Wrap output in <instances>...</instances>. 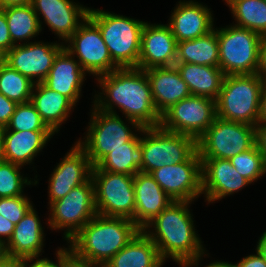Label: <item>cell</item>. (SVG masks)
Masks as SVG:
<instances>
[{"mask_svg":"<svg viewBox=\"0 0 266 267\" xmlns=\"http://www.w3.org/2000/svg\"><path fill=\"white\" fill-rule=\"evenodd\" d=\"M96 80L102 92L94 96V106L107 113L116 114L114 106L125 115L130 125L157 127L161 115L155 108L151 85L145 70L119 68ZM104 95V96H103ZM106 96V97H105Z\"/></svg>","mask_w":266,"mask_h":267,"instance_id":"obj_1","label":"cell"},{"mask_svg":"<svg viewBox=\"0 0 266 267\" xmlns=\"http://www.w3.org/2000/svg\"><path fill=\"white\" fill-rule=\"evenodd\" d=\"M191 203L173 201L143 229L164 262L170 257L181 267H198L206 252L195 231Z\"/></svg>","mask_w":266,"mask_h":267,"instance_id":"obj_2","label":"cell"},{"mask_svg":"<svg viewBox=\"0 0 266 267\" xmlns=\"http://www.w3.org/2000/svg\"><path fill=\"white\" fill-rule=\"evenodd\" d=\"M140 230L130 219L97 214L68 242V250L79 261L103 267Z\"/></svg>","mask_w":266,"mask_h":267,"instance_id":"obj_3","label":"cell"},{"mask_svg":"<svg viewBox=\"0 0 266 267\" xmlns=\"http://www.w3.org/2000/svg\"><path fill=\"white\" fill-rule=\"evenodd\" d=\"M98 28L112 61L119 68H138L145 21L89 8L87 16Z\"/></svg>","mask_w":266,"mask_h":267,"instance_id":"obj_4","label":"cell"},{"mask_svg":"<svg viewBox=\"0 0 266 267\" xmlns=\"http://www.w3.org/2000/svg\"><path fill=\"white\" fill-rule=\"evenodd\" d=\"M265 83L266 80L257 73L224 76L215 100L217 117L256 126L260 96Z\"/></svg>","mask_w":266,"mask_h":267,"instance_id":"obj_5","label":"cell"},{"mask_svg":"<svg viewBox=\"0 0 266 267\" xmlns=\"http://www.w3.org/2000/svg\"><path fill=\"white\" fill-rule=\"evenodd\" d=\"M140 134L143 136L140 135V171L144 173H151L164 165L185 162L197 150V141L193 137L167 131L161 126L144 127Z\"/></svg>","mask_w":266,"mask_h":267,"instance_id":"obj_6","label":"cell"},{"mask_svg":"<svg viewBox=\"0 0 266 267\" xmlns=\"http://www.w3.org/2000/svg\"><path fill=\"white\" fill-rule=\"evenodd\" d=\"M91 119L87 128L86 137L77 143L86 151L92 164L96 166L108 153L124 147L137 132H140V125H132V128L124 122L117 114L103 112L93 106ZM135 128V133L131 130Z\"/></svg>","mask_w":266,"mask_h":267,"instance_id":"obj_7","label":"cell"},{"mask_svg":"<svg viewBox=\"0 0 266 267\" xmlns=\"http://www.w3.org/2000/svg\"><path fill=\"white\" fill-rule=\"evenodd\" d=\"M261 37L235 25L217 29L219 68L225 76L257 72Z\"/></svg>","mask_w":266,"mask_h":267,"instance_id":"obj_8","label":"cell"},{"mask_svg":"<svg viewBox=\"0 0 266 267\" xmlns=\"http://www.w3.org/2000/svg\"><path fill=\"white\" fill-rule=\"evenodd\" d=\"M255 144V126L216 117L197 140V151L200 158L231 159Z\"/></svg>","mask_w":266,"mask_h":267,"instance_id":"obj_9","label":"cell"},{"mask_svg":"<svg viewBox=\"0 0 266 267\" xmlns=\"http://www.w3.org/2000/svg\"><path fill=\"white\" fill-rule=\"evenodd\" d=\"M97 214L133 220L135 215L134 176L92 168Z\"/></svg>","mask_w":266,"mask_h":267,"instance_id":"obj_10","label":"cell"},{"mask_svg":"<svg viewBox=\"0 0 266 267\" xmlns=\"http://www.w3.org/2000/svg\"><path fill=\"white\" fill-rule=\"evenodd\" d=\"M49 207V227L51 230H65L64 239L69 242L97 215L92 178L73 188L65 197L52 202Z\"/></svg>","mask_w":266,"mask_h":267,"instance_id":"obj_11","label":"cell"},{"mask_svg":"<svg viewBox=\"0 0 266 267\" xmlns=\"http://www.w3.org/2000/svg\"><path fill=\"white\" fill-rule=\"evenodd\" d=\"M216 117L214 99L190 95L173 104L161 115L160 126L167 131L193 137L197 141Z\"/></svg>","mask_w":266,"mask_h":267,"instance_id":"obj_12","label":"cell"},{"mask_svg":"<svg viewBox=\"0 0 266 267\" xmlns=\"http://www.w3.org/2000/svg\"><path fill=\"white\" fill-rule=\"evenodd\" d=\"M65 43L66 50L78 58L81 68L89 75L97 78L119 69L112 61L99 28L88 17Z\"/></svg>","mask_w":266,"mask_h":267,"instance_id":"obj_13","label":"cell"},{"mask_svg":"<svg viewBox=\"0 0 266 267\" xmlns=\"http://www.w3.org/2000/svg\"><path fill=\"white\" fill-rule=\"evenodd\" d=\"M172 201H194L202 194V161L196 150L185 162L150 173Z\"/></svg>","mask_w":266,"mask_h":267,"instance_id":"obj_14","label":"cell"},{"mask_svg":"<svg viewBox=\"0 0 266 267\" xmlns=\"http://www.w3.org/2000/svg\"><path fill=\"white\" fill-rule=\"evenodd\" d=\"M63 43L35 41L17 44L6 53L5 63L32 82H43L58 53L64 48Z\"/></svg>","mask_w":266,"mask_h":267,"instance_id":"obj_15","label":"cell"},{"mask_svg":"<svg viewBox=\"0 0 266 267\" xmlns=\"http://www.w3.org/2000/svg\"><path fill=\"white\" fill-rule=\"evenodd\" d=\"M92 168L86 151L76 142L50 175L49 205L87 182L91 178Z\"/></svg>","mask_w":266,"mask_h":267,"instance_id":"obj_16","label":"cell"},{"mask_svg":"<svg viewBox=\"0 0 266 267\" xmlns=\"http://www.w3.org/2000/svg\"><path fill=\"white\" fill-rule=\"evenodd\" d=\"M31 5L37 14L41 31L43 22L39 16L42 15L45 24L64 43L87 18L89 11L88 7H83L71 0H32Z\"/></svg>","mask_w":266,"mask_h":267,"instance_id":"obj_17","label":"cell"},{"mask_svg":"<svg viewBox=\"0 0 266 267\" xmlns=\"http://www.w3.org/2000/svg\"><path fill=\"white\" fill-rule=\"evenodd\" d=\"M177 42L167 24L145 23L141 33L138 68L142 70L173 67Z\"/></svg>","mask_w":266,"mask_h":267,"instance_id":"obj_18","label":"cell"},{"mask_svg":"<svg viewBox=\"0 0 266 267\" xmlns=\"http://www.w3.org/2000/svg\"><path fill=\"white\" fill-rule=\"evenodd\" d=\"M202 161V194L207 202L219 201L251 184L233 167L229 159L200 158Z\"/></svg>","mask_w":266,"mask_h":267,"instance_id":"obj_19","label":"cell"},{"mask_svg":"<svg viewBox=\"0 0 266 267\" xmlns=\"http://www.w3.org/2000/svg\"><path fill=\"white\" fill-rule=\"evenodd\" d=\"M213 21L212 12L207 5L192 0H180L167 25L178 43L208 34L214 29Z\"/></svg>","mask_w":266,"mask_h":267,"instance_id":"obj_20","label":"cell"},{"mask_svg":"<svg viewBox=\"0 0 266 267\" xmlns=\"http://www.w3.org/2000/svg\"><path fill=\"white\" fill-rule=\"evenodd\" d=\"M135 215L133 222L143 230L173 201L162 190L150 173L137 172L134 175Z\"/></svg>","mask_w":266,"mask_h":267,"instance_id":"obj_21","label":"cell"},{"mask_svg":"<svg viewBox=\"0 0 266 267\" xmlns=\"http://www.w3.org/2000/svg\"><path fill=\"white\" fill-rule=\"evenodd\" d=\"M86 72L64 47L52 64L43 83L50 89L69 98L75 105L80 99Z\"/></svg>","mask_w":266,"mask_h":267,"instance_id":"obj_22","label":"cell"},{"mask_svg":"<svg viewBox=\"0 0 266 267\" xmlns=\"http://www.w3.org/2000/svg\"><path fill=\"white\" fill-rule=\"evenodd\" d=\"M151 85L155 108L162 115L173 104L191 95L175 66L145 70Z\"/></svg>","mask_w":266,"mask_h":267,"instance_id":"obj_23","label":"cell"},{"mask_svg":"<svg viewBox=\"0 0 266 267\" xmlns=\"http://www.w3.org/2000/svg\"><path fill=\"white\" fill-rule=\"evenodd\" d=\"M37 212L32 207L15 225L13 235L5 245L6 255L24 259H36L44 246V232Z\"/></svg>","mask_w":266,"mask_h":267,"instance_id":"obj_24","label":"cell"},{"mask_svg":"<svg viewBox=\"0 0 266 267\" xmlns=\"http://www.w3.org/2000/svg\"><path fill=\"white\" fill-rule=\"evenodd\" d=\"M52 131H15L3 128V149L5 161L28 165L33 162L51 137Z\"/></svg>","mask_w":266,"mask_h":267,"instance_id":"obj_25","label":"cell"},{"mask_svg":"<svg viewBox=\"0 0 266 267\" xmlns=\"http://www.w3.org/2000/svg\"><path fill=\"white\" fill-rule=\"evenodd\" d=\"M30 102L35 106L42 121L55 134L76 106L69 98L47 87L43 82L35 83Z\"/></svg>","mask_w":266,"mask_h":267,"instance_id":"obj_26","label":"cell"},{"mask_svg":"<svg viewBox=\"0 0 266 267\" xmlns=\"http://www.w3.org/2000/svg\"><path fill=\"white\" fill-rule=\"evenodd\" d=\"M163 263L155 243L140 230L103 267H162Z\"/></svg>","mask_w":266,"mask_h":267,"instance_id":"obj_27","label":"cell"},{"mask_svg":"<svg viewBox=\"0 0 266 267\" xmlns=\"http://www.w3.org/2000/svg\"><path fill=\"white\" fill-rule=\"evenodd\" d=\"M174 66L187 83L191 95L218 98L225 76L219 67L182 62H175Z\"/></svg>","mask_w":266,"mask_h":267,"instance_id":"obj_28","label":"cell"},{"mask_svg":"<svg viewBox=\"0 0 266 267\" xmlns=\"http://www.w3.org/2000/svg\"><path fill=\"white\" fill-rule=\"evenodd\" d=\"M175 62L219 67L217 28L196 39L178 42Z\"/></svg>","mask_w":266,"mask_h":267,"instance_id":"obj_29","label":"cell"},{"mask_svg":"<svg viewBox=\"0 0 266 267\" xmlns=\"http://www.w3.org/2000/svg\"><path fill=\"white\" fill-rule=\"evenodd\" d=\"M142 165L140 136L136 135L124 147L108 153L96 166L102 171L134 176Z\"/></svg>","mask_w":266,"mask_h":267,"instance_id":"obj_30","label":"cell"},{"mask_svg":"<svg viewBox=\"0 0 266 267\" xmlns=\"http://www.w3.org/2000/svg\"><path fill=\"white\" fill-rule=\"evenodd\" d=\"M2 10L6 15L9 34L15 45L17 43L21 44L20 42H23V40H25L24 42L27 40L29 43L30 39L38 36L41 32L37 14L31 3L9 6L2 8Z\"/></svg>","mask_w":266,"mask_h":267,"instance_id":"obj_31","label":"cell"},{"mask_svg":"<svg viewBox=\"0 0 266 267\" xmlns=\"http://www.w3.org/2000/svg\"><path fill=\"white\" fill-rule=\"evenodd\" d=\"M229 6L235 26L266 35V1L265 0H223Z\"/></svg>","mask_w":266,"mask_h":267,"instance_id":"obj_32","label":"cell"},{"mask_svg":"<svg viewBox=\"0 0 266 267\" xmlns=\"http://www.w3.org/2000/svg\"><path fill=\"white\" fill-rule=\"evenodd\" d=\"M34 84L8 64L0 67V93L17 104L30 102Z\"/></svg>","mask_w":266,"mask_h":267,"instance_id":"obj_33","label":"cell"},{"mask_svg":"<svg viewBox=\"0 0 266 267\" xmlns=\"http://www.w3.org/2000/svg\"><path fill=\"white\" fill-rule=\"evenodd\" d=\"M229 160L235 170L250 183H254L266 174V161L257 144Z\"/></svg>","mask_w":266,"mask_h":267,"instance_id":"obj_34","label":"cell"},{"mask_svg":"<svg viewBox=\"0 0 266 267\" xmlns=\"http://www.w3.org/2000/svg\"><path fill=\"white\" fill-rule=\"evenodd\" d=\"M22 166L8 162H0V198L15 197L25 195L23 188L25 185H36L37 180L31 181L28 177L21 175Z\"/></svg>","mask_w":266,"mask_h":267,"instance_id":"obj_35","label":"cell"},{"mask_svg":"<svg viewBox=\"0 0 266 267\" xmlns=\"http://www.w3.org/2000/svg\"><path fill=\"white\" fill-rule=\"evenodd\" d=\"M6 128L15 131H51L42 121L40 114L31 102L16 105Z\"/></svg>","mask_w":266,"mask_h":267,"instance_id":"obj_36","label":"cell"},{"mask_svg":"<svg viewBox=\"0 0 266 267\" xmlns=\"http://www.w3.org/2000/svg\"><path fill=\"white\" fill-rule=\"evenodd\" d=\"M34 207L25 195L0 198V215L17 225L18 222Z\"/></svg>","mask_w":266,"mask_h":267,"instance_id":"obj_37","label":"cell"},{"mask_svg":"<svg viewBox=\"0 0 266 267\" xmlns=\"http://www.w3.org/2000/svg\"><path fill=\"white\" fill-rule=\"evenodd\" d=\"M15 44L9 34V28L4 11L0 8V50L5 54L12 49Z\"/></svg>","mask_w":266,"mask_h":267,"instance_id":"obj_38","label":"cell"},{"mask_svg":"<svg viewBox=\"0 0 266 267\" xmlns=\"http://www.w3.org/2000/svg\"><path fill=\"white\" fill-rule=\"evenodd\" d=\"M17 103L0 93V128H5L14 113Z\"/></svg>","mask_w":266,"mask_h":267,"instance_id":"obj_39","label":"cell"},{"mask_svg":"<svg viewBox=\"0 0 266 267\" xmlns=\"http://www.w3.org/2000/svg\"><path fill=\"white\" fill-rule=\"evenodd\" d=\"M57 264L47 258L26 259V267H63V248L56 251ZM34 261V262H33ZM29 262L32 264H29Z\"/></svg>","mask_w":266,"mask_h":267,"instance_id":"obj_40","label":"cell"},{"mask_svg":"<svg viewBox=\"0 0 266 267\" xmlns=\"http://www.w3.org/2000/svg\"><path fill=\"white\" fill-rule=\"evenodd\" d=\"M229 267H266V260L256 251V254L243 257L237 264L230 262Z\"/></svg>","mask_w":266,"mask_h":267,"instance_id":"obj_41","label":"cell"},{"mask_svg":"<svg viewBox=\"0 0 266 267\" xmlns=\"http://www.w3.org/2000/svg\"><path fill=\"white\" fill-rule=\"evenodd\" d=\"M256 73L262 79L266 80V35L262 36L260 40L258 68Z\"/></svg>","mask_w":266,"mask_h":267,"instance_id":"obj_42","label":"cell"},{"mask_svg":"<svg viewBox=\"0 0 266 267\" xmlns=\"http://www.w3.org/2000/svg\"><path fill=\"white\" fill-rule=\"evenodd\" d=\"M15 225L0 215V241L6 245L11 239ZM3 237V238H2Z\"/></svg>","mask_w":266,"mask_h":267,"instance_id":"obj_43","label":"cell"},{"mask_svg":"<svg viewBox=\"0 0 266 267\" xmlns=\"http://www.w3.org/2000/svg\"><path fill=\"white\" fill-rule=\"evenodd\" d=\"M255 128L256 144L266 161V123H258Z\"/></svg>","mask_w":266,"mask_h":267,"instance_id":"obj_44","label":"cell"},{"mask_svg":"<svg viewBox=\"0 0 266 267\" xmlns=\"http://www.w3.org/2000/svg\"><path fill=\"white\" fill-rule=\"evenodd\" d=\"M63 267H100L98 265L86 263L75 259L68 248H63Z\"/></svg>","mask_w":266,"mask_h":267,"instance_id":"obj_45","label":"cell"},{"mask_svg":"<svg viewBox=\"0 0 266 267\" xmlns=\"http://www.w3.org/2000/svg\"><path fill=\"white\" fill-rule=\"evenodd\" d=\"M0 267H26V259L5 255L0 259Z\"/></svg>","mask_w":266,"mask_h":267,"instance_id":"obj_46","label":"cell"},{"mask_svg":"<svg viewBox=\"0 0 266 267\" xmlns=\"http://www.w3.org/2000/svg\"><path fill=\"white\" fill-rule=\"evenodd\" d=\"M258 123H266V83L260 96Z\"/></svg>","mask_w":266,"mask_h":267,"instance_id":"obj_47","label":"cell"},{"mask_svg":"<svg viewBox=\"0 0 266 267\" xmlns=\"http://www.w3.org/2000/svg\"><path fill=\"white\" fill-rule=\"evenodd\" d=\"M256 251L260 254V256L266 260V231L263 232L262 236H260L259 241L257 242Z\"/></svg>","mask_w":266,"mask_h":267,"instance_id":"obj_48","label":"cell"},{"mask_svg":"<svg viewBox=\"0 0 266 267\" xmlns=\"http://www.w3.org/2000/svg\"><path fill=\"white\" fill-rule=\"evenodd\" d=\"M32 0H0V8L30 4Z\"/></svg>","mask_w":266,"mask_h":267,"instance_id":"obj_49","label":"cell"},{"mask_svg":"<svg viewBox=\"0 0 266 267\" xmlns=\"http://www.w3.org/2000/svg\"><path fill=\"white\" fill-rule=\"evenodd\" d=\"M4 149H3V128H0V162L4 161Z\"/></svg>","mask_w":266,"mask_h":267,"instance_id":"obj_50","label":"cell"},{"mask_svg":"<svg viewBox=\"0 0 266 267\" xmlns=\"http://www.w3.org/2000/svg\"><path fill=\"white\" fill-rule=\"evenodd\" d=\"M205 267H229V263L227 261H216L206 265Z\"/></svg>","mask_w":266,"mask_h":267,"instance_id":"obj_51","label":"cell"},{"mask_svg":"<svg viewBox=\"0 0 266 267\" xmlns=\"http://www.w3.org/2000/svg\"><path fill=\"white\" fill-rule=\"evenodd\" d=\"M6 255L5 245L0 241V259Z\"/></svg>","mask_w":266,"mask_h":267,"instance_id":"obj_52","label":"cell"},{"mask_svg":"<svg viewBox=\"0 0 266 267\" xmlns=\"http://www.w3.org/2000/svg\"><path fill=\"white\" fill-rule=\"evenodd\" d=\"M6 54L0 50V67L5 63Z\"/></svg>","mask_w":266,"mask_h":267,"instance_id":"obj_53","label":"cell"}]
</instances>
